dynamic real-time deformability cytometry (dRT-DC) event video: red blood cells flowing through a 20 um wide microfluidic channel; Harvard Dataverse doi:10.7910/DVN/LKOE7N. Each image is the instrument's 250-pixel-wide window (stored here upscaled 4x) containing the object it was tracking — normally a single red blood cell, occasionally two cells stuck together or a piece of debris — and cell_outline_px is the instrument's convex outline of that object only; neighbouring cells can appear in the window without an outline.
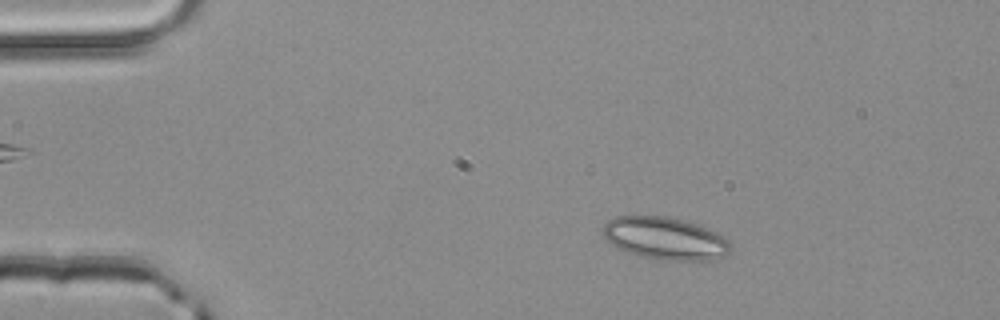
{"species": "common noctule bat (a hibernating species)", "species_latin": "Nyctalus noctula", "temperature_condition": "room temperature", "stored_images_in_passage": 51, "camera_frame_rate_fps": 3000, "um_per_image_px": 0.085, "animal": {"sex": "male", "body_mass_g": 20.4}, "frame": {"image": 1, "passage_image": 9, "time_ms": 2.667, "image_size_px": [1000, 320], "cell_outline_px": [[732, 248], [724, 256], [712, 260], [664, 260], [640, 256], [616, 248], [600, 232], [604, 224], [608, 220], [616, 216], [664, 216], [684, 220], [708, 228], [716, 232]], "centroid_in_image_um": [56.48, 20.26], "position_along_channel_um": 28.5, "area_um2": 31.39}}
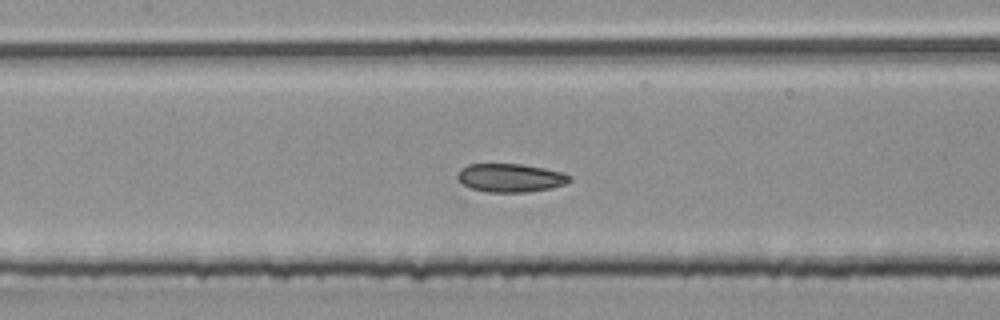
{"frame": {"image": 2, "passage_image": 24, "time_ms": 7.667, "image_size_px": [1000, 320], "cell_outline_px": [[572, 180], [564, 184], [552, 188], [528, 192], [488, 192], [472, 188], [464, 184], [456, 176], [460, 168], [468, 164], [520, 164], [544, 168], [564, 172], [572, 176]], "centroid_in_image_um": [43.42, 15.11], "position_along_channel_um": 164.0, "area_um2": 18.61}}
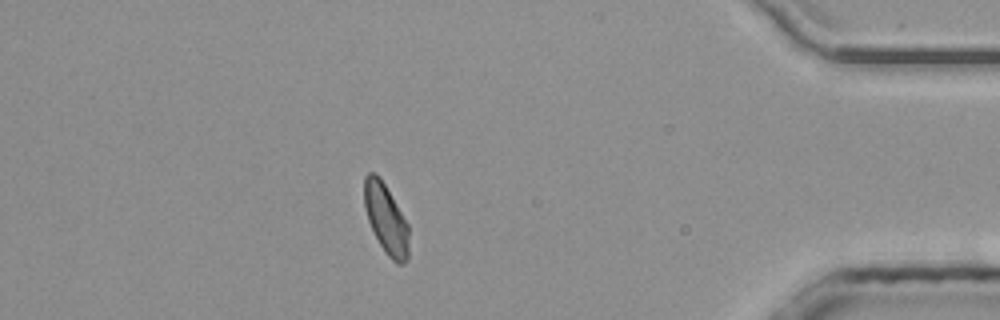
{"frame": {"image": 3, "passage_image": 45, "time_ms": 14.667, "image_size_px": [1000, 320], "cell_outline_px": [[408, 260], [404, 264], [396, 264], [388, 256], [380, 244], [368, 220], [364, 204], [364, 176], [368, 172], [372, 172], [384, 184], [408, 224]], "centroid_in_image_um": [32.81, 18.65], "position_along_channel_um": 402.4, "area_um2": 17.74}, "authors_computed_cell_mechanics": {"area_um2": 18.785, "velocity_mm_per_s": 4.0528, "shape_relaxation_time_tau1_ms": 6.3794, "shape_relaxation_time_tau2_ms": 2.3231, "deformation_change_tau1": 0.116, "deformation_change_tau2": 0.0646}}